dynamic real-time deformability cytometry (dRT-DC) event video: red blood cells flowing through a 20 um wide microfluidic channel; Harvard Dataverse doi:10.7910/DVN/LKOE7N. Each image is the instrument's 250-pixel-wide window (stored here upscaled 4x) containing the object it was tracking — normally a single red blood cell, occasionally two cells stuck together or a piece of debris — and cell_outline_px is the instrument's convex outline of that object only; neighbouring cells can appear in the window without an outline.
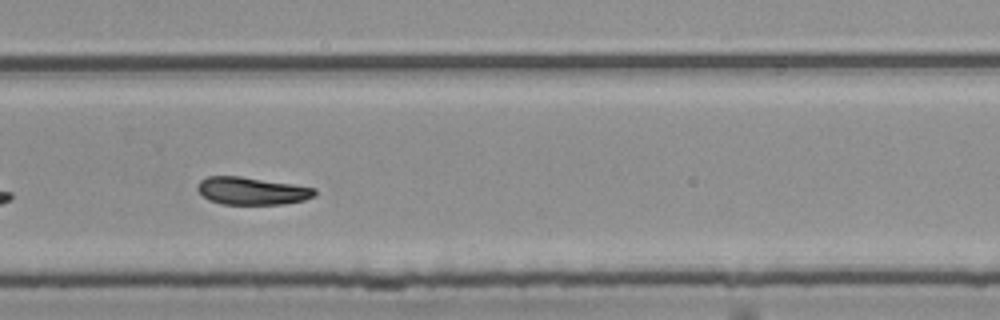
{"species": "common noctule bat (a hibernating species)", "species_latin": "Nyctalus noctula", "temperature_condition": "room temperature", "stored_images_in_passage": 29, "camera_frame_rate_fps": 3000, "um_per_image_px": 0.085, "animal": {"sex": "female", "body_mass_g": 25.1}, "frame": {"image": 1, "passage_image": 21, "time_ms": 6.667, "image_size_px": [1000, 320], "cell_outline_px": [[316, 196], [304, 200], [284, 204], [224, 204], [208, 200], [196, 188], [200, 180], [208, 176], [240, 176], [292, 184], [316, 188]], "centroid_in_image_um": [21.42, 16.23], "position_along_channel_um": 308.4, "area_um2": 18.79}}